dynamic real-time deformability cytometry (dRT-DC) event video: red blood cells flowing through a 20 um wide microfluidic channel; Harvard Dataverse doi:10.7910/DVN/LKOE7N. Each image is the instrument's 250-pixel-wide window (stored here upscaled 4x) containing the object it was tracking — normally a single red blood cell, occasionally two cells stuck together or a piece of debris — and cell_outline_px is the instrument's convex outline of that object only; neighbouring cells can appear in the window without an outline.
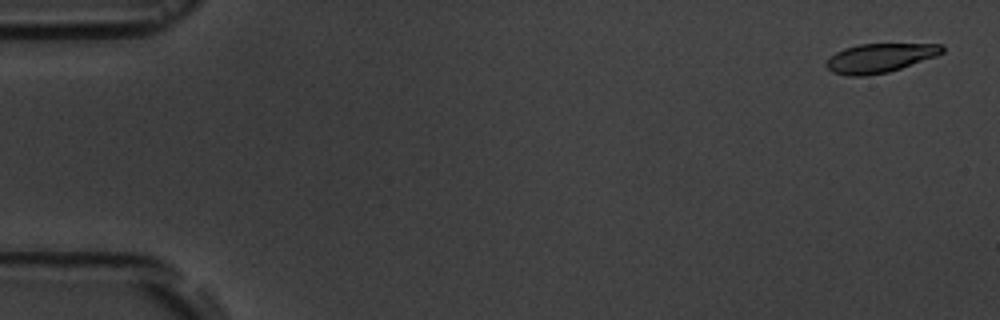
{"species": "common noctule bat (a hibernating species)", "species_latin": "Nyctalus noctula", "temperature_condition": "room temperature", "stored_images_in_passage": 6, "segment_of_instrument_passage": [1, 2], "camera_frame_rate_fps": 3000, "um_per_image_px": 0.085, "animal": {"sex": "male", "body_mass_g": 19.5, "forearm_length_mm": 54.6}, "frame": {"image": 1, "passage_image": 1, "time_ms": 0.0, "image_size_px": [1000, 320], "cell_outline_px": [[944, 52], [936, 56], [888, 72], [864, 76], [848, 76], [832, 72], [824, 64], [836, 52], [844, 48], [860, 44], [944, 44]], "centroid_in_image_um": [74.78, 4.93], "position_along_channel_um": 10.2, "area_um2": 19.48}}